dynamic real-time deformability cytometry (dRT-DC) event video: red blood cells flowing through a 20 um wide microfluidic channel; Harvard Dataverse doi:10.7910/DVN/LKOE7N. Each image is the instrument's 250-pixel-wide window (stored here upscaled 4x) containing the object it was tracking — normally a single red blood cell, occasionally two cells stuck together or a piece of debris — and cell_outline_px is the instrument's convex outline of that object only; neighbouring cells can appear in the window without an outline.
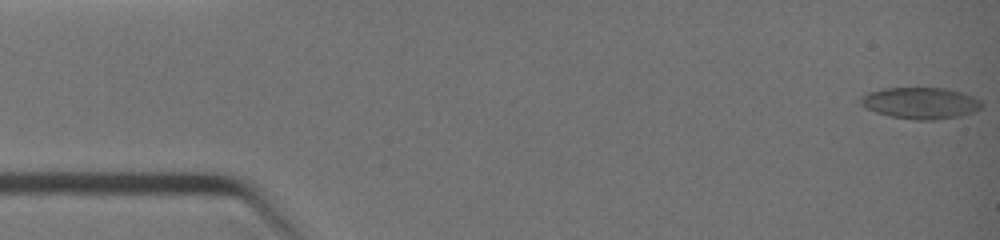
{"species": "common noctule bat (a hibernating species)", "species_latin": "Nyctalus noctula", "temperature_condition": "warm", "stored_images_in_passage": 4, "camera_frame_rate_fps": 3000, "um_per_image_px": 0.085, "animal": {"sex": "female", "body_mass_g": 19.0, "forearm_length_mm": 51.5}, "frame": {"image": 1, "passage_image": 1, "time_ms": 0.0, "image_size_px": [1000, 240], "cell_outline_px": [[980, 108], [972, 112], [960, 116], [932, 120], [916, 120], [888, 116], [864, 108], [860, 104], [860, 100], [868, 92], [884, 88], [944, 88], [960, 92], [972, 96], [980, 100]], "centroid_in_image_um": [78.2, 8.76], "position_along_channel_um": 6.8, "area_um2": 22.02}}
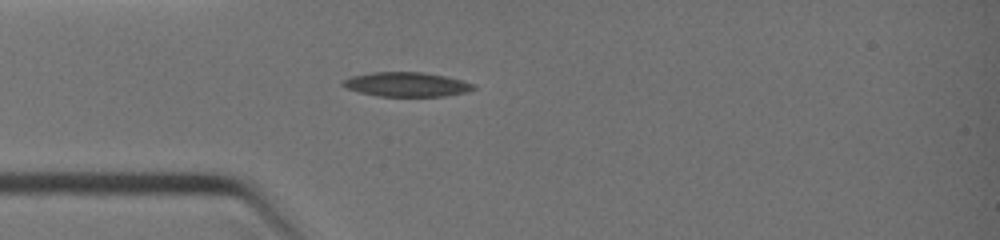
{"frame": {"image": 2, "passage_image": 4, "time_ms": 3.333, "image_size_px": [1000, 240], "cell_outline_px": [[476, 88], [468, 92], [444, 96], [380, 96], [360, 92], [344, 88], [340, 84], [344, 80], [352, 76], [372, 72], [424, 72], [444, 76], [476, 84]], "centroid_in_image_um": [34.56, 7.17], "position_along_channel_um": 50.4, "area_um2": 18.55}}